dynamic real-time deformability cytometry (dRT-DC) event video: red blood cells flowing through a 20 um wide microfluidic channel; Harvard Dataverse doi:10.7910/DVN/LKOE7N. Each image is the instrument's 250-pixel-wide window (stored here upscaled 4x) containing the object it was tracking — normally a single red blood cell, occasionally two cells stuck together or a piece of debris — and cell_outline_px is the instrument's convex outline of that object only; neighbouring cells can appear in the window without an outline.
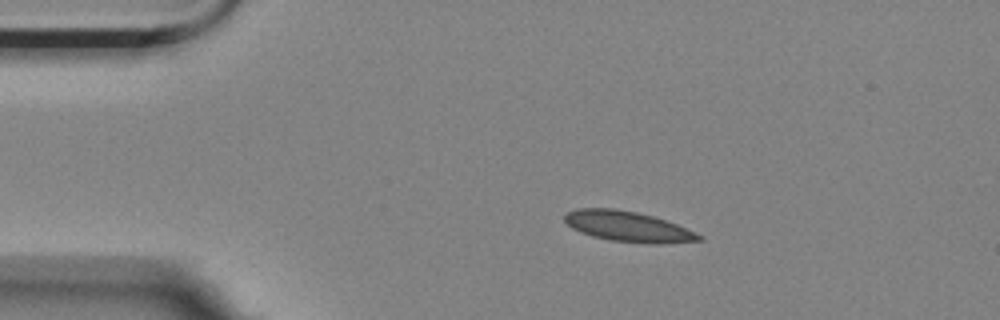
{"species": "Egyptian fruit bat (a non-hibernating species)", "species_latin": "Rousettus aegyptiacus", "temperature_condition": "room temperature", "stored_images_in_passage": 48, "camera_frame_rate_fps": 3000, "um_per_image_px": 0.085, "animal": {"sex": "female"}, "frame": {"image": 1, "passage_image": 1, "time_ms": 0.0, "image_size_px": [1000, 320], "cell_outline_px": [[704, 240], [660, 244], [652, 244], [612, 240], [592, 236], [580, 232], [572, 228], [564, 220], [564, 212], [576, 208], [616, 208], [636, 212], [652, 216], [676, 224], [696, 232], [704, 236]], "centroid_in_image_um": [53.37, 19.25], "position_along_channel_um": 31.6, "area_um2": 23.87}}
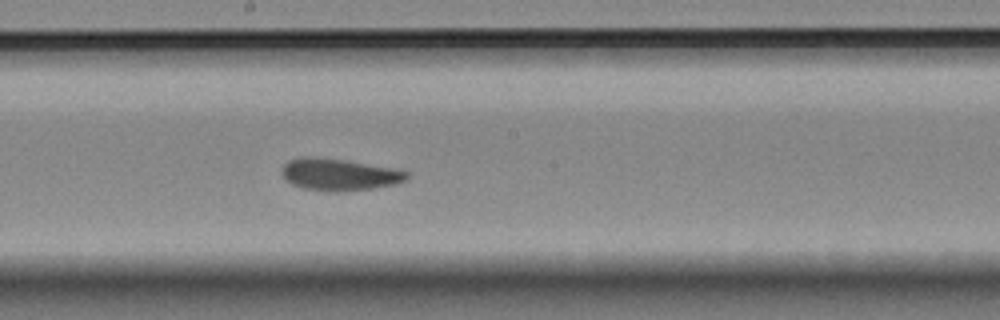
{"frame": {"image": 2, "passage_image": 21, "time_ms": 6.667, "image_size_px": [1000, 320], "cell_outline_px": [[408, 180], [396, 184], [376, 188], [340, 192], [328, 192], [304, 188], [292, 184], [284, 180], [280, 172], [284, 164], [288, 160], [304, 156], [316, 156], [400, 168], [408, 172]], "centroid_in_image_um": [28.85, 14.83], "position_along_channel_um": 219.3, "area_um2": 23.93}}
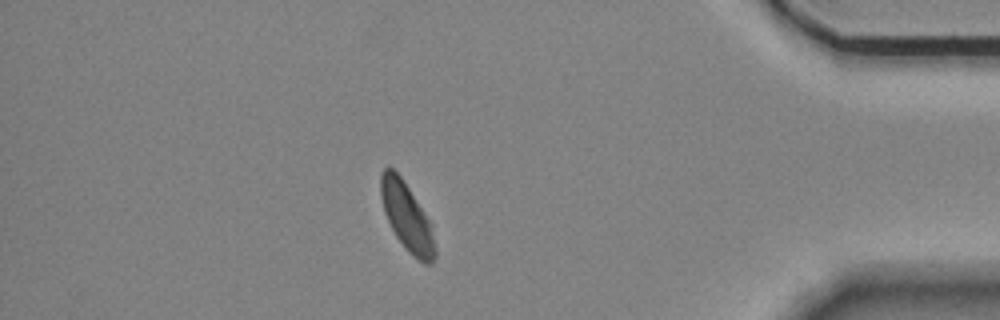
{"frame": {"image": 3, "passage_image": 40, "time_ms": 13.0, "image_size_px": [1000, 320], "cell_outline_px": [[436, 256], [432, 264], [428, 264], [420, 260], [408, 252], [396, 236], [384, 212], [380, 196], [380, 172], [388, 164], [400, 176], [432, 224], [436, 252]], "centroid_in_image_um": [34.57, 18.42], "position_along_channel_um": 400.6, "area_um2": 21.39}, "authors_computed_cell_mechanics": {"area_um2": 23.0333, "velocity_mm_per_s": 3.473, "shape_relaxation_time_tau1_ms": 4.8849, "shape_relaxation_time_tau2_ms": 1.1286, "deformation_change_tau1": 0.1091, "deformation_change_tau2": 0.0539}}